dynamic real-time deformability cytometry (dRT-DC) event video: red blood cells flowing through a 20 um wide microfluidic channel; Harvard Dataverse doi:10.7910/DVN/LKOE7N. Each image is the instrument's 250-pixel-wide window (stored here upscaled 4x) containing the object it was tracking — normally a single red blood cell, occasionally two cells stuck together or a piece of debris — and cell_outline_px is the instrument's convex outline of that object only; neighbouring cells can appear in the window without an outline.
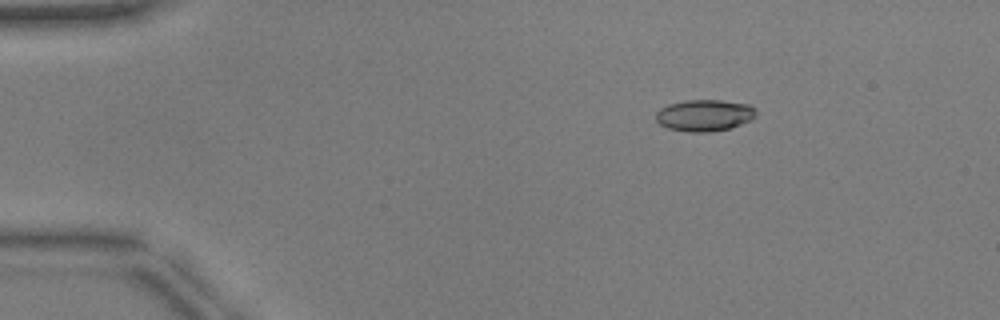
{"species": "common noctule bat (a hibernating species)", "species_latin": "Nyctalus noctula", "temperature_condition": "warm", "stored_images_in_passage": 52, "camera_frame_rate_fps": 3000, "um_per_image_px": 0.085, "animal": {"sex": "male", "body_mass_g": 17.9, "forearm_length_mm": 54.2}, "frame": {"image": 1, "passage_image": 9, "time_ms": 2.667, "image_size_px": [1000, 320], "cell_outline_px": [[756, 116], [752, 120], [732, 128], [712, 132], [688, 132], [668, 128], [660, 124], [656, 120], [656, 112], [660, 108], [668, 104], [684, 100], [720, 100], [748, 104], [756, 112]], "centroid_in_image_um": [59.88, 9.81], "position_along_channel_um": 25.1, "area_um2": 18.61}}
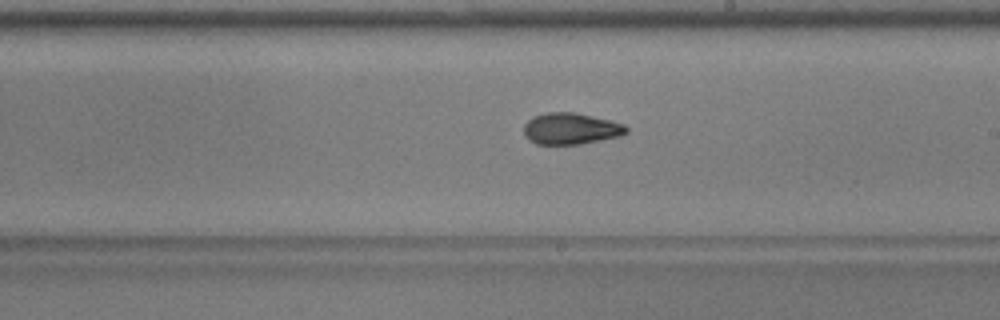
{"frame": {"image": 2, "passage_image": 31, "time_ms": 10.0, "image_size_px": [1000, 320], "cell_outline_px": [[628, 132], [620, 136], [580, 144], [536, 144], [528, 140], [524, 136], [524, 124], [532, 116], [544, 112], [572, 112], [592, 116], [624, 124], [628, 128]], "centroid_in_image_um": [48.48, 10.93], "position_along_channel_um": 240.5, "area_um2": 18.84}}
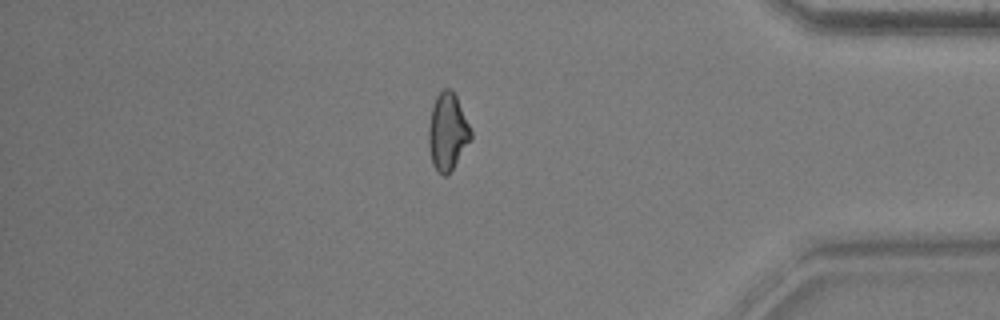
{"frame": {"image": 3, "passage_image": 45, "time_ms": 14.667, "image_size_px": [1000, 320], "cell_outline_px": [[472, 140], [448, 176], [444, 176], [432, 164], [428, 144], [428, 128], [432, 108], [436, 96], [444, 88], [448, 88], [456, 96], [472, 132]], "centroid_in_image_um": [38.05, 11.24], "position_along_channel_um": 397.2, "area_um2": 18.96}, "authors_computed_cell_mechanics": {"area_um2": 18.6405, "velocity_mm_per_s": 3.9575, "shape_relaxation_time_tau1_ms": 7.9034, "shape_relaxation_time_tau2_ms": 2.0295, "deformation_change_tau1": 0.1928, "deformation_change_tau2": 0.0795}}